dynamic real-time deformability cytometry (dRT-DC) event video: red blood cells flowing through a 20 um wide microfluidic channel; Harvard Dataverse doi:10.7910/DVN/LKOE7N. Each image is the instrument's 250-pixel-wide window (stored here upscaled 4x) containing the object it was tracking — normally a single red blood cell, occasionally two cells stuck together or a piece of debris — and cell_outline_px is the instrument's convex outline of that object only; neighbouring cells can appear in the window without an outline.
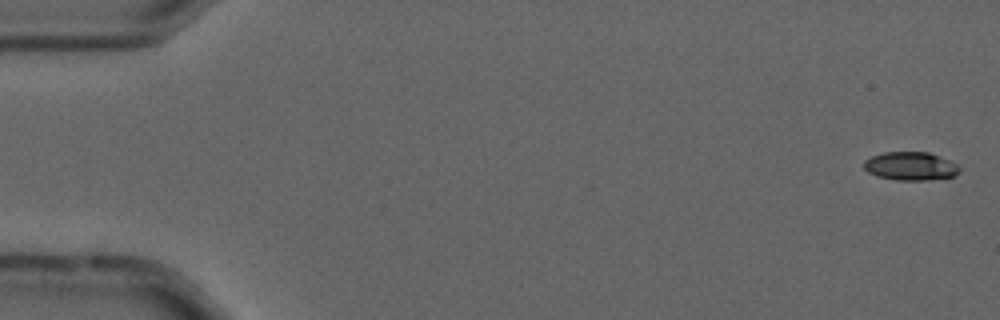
{"species": "common noctule bat (a hibernating species)", "species_latin": "Nyctalus noctula", "temperature_condition": "cold", "stored_images_in_passage": 5, "camera_frame_rate_fps": 3000, "um_per_image_px": 0.085, "animal": {"sex": "male", "forearm_length_mm": 52.5}, "frame": {"image": 1, "passage_image": 1, "time_ms": 0.0, "image_size_px": [1000, 320], "cell_outline_px": [[960, 172], [956, 176], [928, 180], [896, 180], [876, 176], [868, 172], [864, 168], [864, 160], [872, 156], [884, 152], [928, 152], [948, 160], [956, 164], [960, 168]], "centroid_in_image_um": [77.39, 14.13], "position_along_channel_um": 7.6, "area_um2": 15.84}}